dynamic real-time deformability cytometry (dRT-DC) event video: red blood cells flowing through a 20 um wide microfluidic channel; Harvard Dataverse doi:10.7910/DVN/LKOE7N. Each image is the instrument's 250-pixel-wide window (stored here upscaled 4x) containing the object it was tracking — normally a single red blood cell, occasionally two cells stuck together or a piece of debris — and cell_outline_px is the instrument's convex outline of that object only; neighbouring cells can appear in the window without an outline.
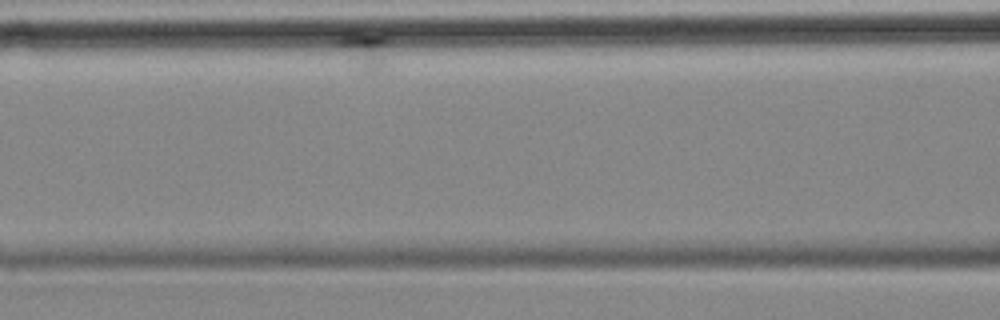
{"species": "common noctule bat (a hibernating species)", "species_latin": "Nyctalus noctula", "temperature_condition": "cold", "stored_images_in_passage": 12, "camera_frame_rate_fps": 3000, "um_per_image_px": 0.085, "animal": {"sex": "female", "body_mass_g": 18.4}, "frame": {"image": 1, "passage_image": 9, "time_ms": 10.333, "image_size_px": [1000, 320], "cell_outline_px": [[388, 40], [384, 64], [380, 72], [364, 72], [356, 64], [336, 40], [348, 28], [388, 28]], "centroid_in_image_um": [31.1, 4.01], "position_along_channel_um": 135.5, "area_um2": 12.2}}